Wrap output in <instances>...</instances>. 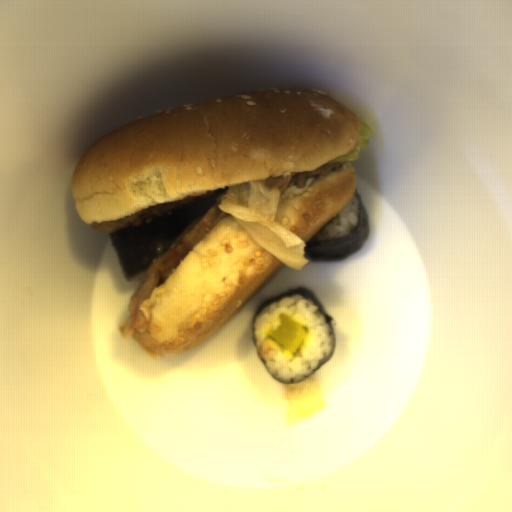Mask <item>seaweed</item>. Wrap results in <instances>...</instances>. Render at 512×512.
Segmentation results:
<instances>
[{"label": "seaweed", "mask_w": 512, "mask_h": 512, "mask_svg": "<svg viewBox=\"0 0 512 512\" xmlns=\"http://www.w3.org/2000/svg\"><path fill=\"white\" fill-rule=\"evenodd\" d=\"M218 200L210 194L186 204L183 209L151 215L140 225L128 223L109 233L125 279L147 272L150 264L181 241Z\"/></svg>", "instance_id": "obj_1"}, {"label": "seaweed", "mask_w": 512, "mask_h": 512, "mask_svg": "<svg viewBox=\"0 0 512 512\" xmlns=\"http://www.w3.org/2000/svg\"><path fill=\"white\" fill-rule=\"evenodd\" d=\"M354 196L358 199V218L356 226L343 237L327 240H309L304 248L306 255L314 262L344 261L358 251L368 239L369 220L366 209L359 193L355 190Z\"/></svg>", "instance_id": "obj_2"}, {"label": "seaweed", "mask_w": 512, "mask_h": 512, "mask_svg": "<svg viewBox=\"0 0 512 512\" xmlns=\"http://www.w3.org/2000/svg\"><path fill=\"white\" fill-rule=\"evenodd\" d=\"M293 295H303V296L308 297L320 309V311L322 313V316H323L324 320L327 322V324L330 326V328H331V330H332V332L334 334L335 341H336L337 338H336L335 328H334V326L332 324L333 317H331L330 315L326 314V312L324 310V307H323L322 303L320 302V300L318 299V297L309 288H305V287H302V286L301 287L293 288V289L288 290L286 292H283V293H281V294H279L277 296H274L272 298L266 299L263 303H261L256 308L253 322H254L255 318L258 316V314L263 309H265L268 305H270L273 302L280 301L284 297H291Z\"/></svg>", "instance_id": "obj_3"}]
</instances>
